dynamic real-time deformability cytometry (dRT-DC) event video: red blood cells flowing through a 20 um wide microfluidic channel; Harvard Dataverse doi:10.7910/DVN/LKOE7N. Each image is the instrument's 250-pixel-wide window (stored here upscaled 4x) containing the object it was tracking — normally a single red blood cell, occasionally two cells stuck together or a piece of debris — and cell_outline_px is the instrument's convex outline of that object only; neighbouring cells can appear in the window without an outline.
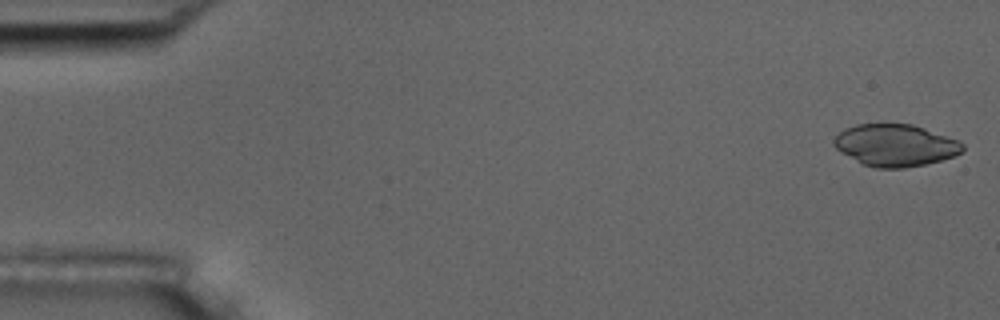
{"species": "common noctule bat (a hibernating species)", "species_latin": "Nyctalus noctula", "temperature_condition": "room temperature", "stored_images_in_passage": 5, "camera_frame_rate_fps": 3000, "um_per_image_px": 0.085, "animal": {"sex": "male", "body_mass_g": 17.5, "forearm_length_mm": 52.3}, "frame": {"image": 1, "passage_image": 1, "time_ms": 0.0, "image_size_px": [1000, 320], "cell_outline_px": [[964, 148], [956, 156], [924, 164], [904, 168], [876, 168], [860, 164], [840, 152], [832, 144], [832, 140], [844, 128], [856, 124], [912, 124], [960, 140], [964, 144]], "centroid_in_image_um": [76.08, 12.35], "position_along_channel_um": 8.9, "area_um2": 31.73}}